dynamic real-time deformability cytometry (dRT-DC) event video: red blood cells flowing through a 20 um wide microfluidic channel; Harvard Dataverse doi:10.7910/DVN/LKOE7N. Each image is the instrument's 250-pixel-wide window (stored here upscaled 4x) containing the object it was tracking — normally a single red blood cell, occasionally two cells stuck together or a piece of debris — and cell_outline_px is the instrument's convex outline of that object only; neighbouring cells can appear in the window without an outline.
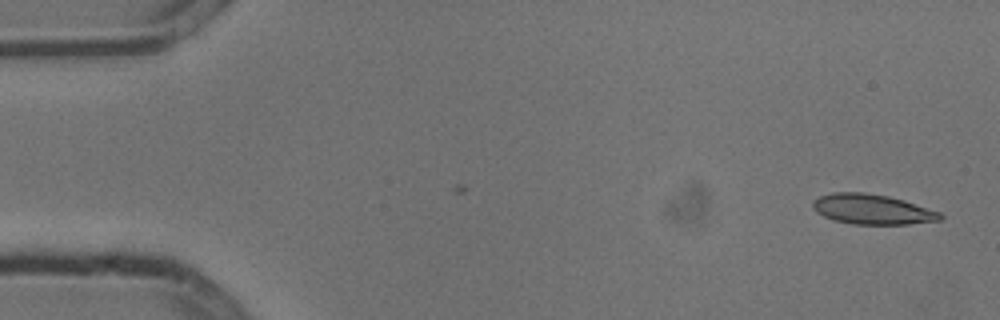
{"species": "common noctule bat (a hibernating species)", "species_latin": "Nyctalus noctula", "temperature_condition": "cold", "stored_images_in_passage": 2, "camera_frame_rate_fps": 3000, "um_per_image_px": 0.085, "animal": {"sex": "male", "body_mass_g": 13.3}, "frame": {"image": 1, "passage_image": 2, "time_ms": 0.333, "image_size_px": [1000, 320], "cell_outline_px": [[944, 216], [940, 220], [908, 224], [852, 224], [832, 220], [816, 212], [812, 208], [812, 200], [820, 196], [832, 192], [864, 192], [888, 196], [904, 200], [940, 212]], "centroid_in_image_um": [74.1, 17.79], "position_along_channel_um": 10.9, "area_um2": 22.43}}